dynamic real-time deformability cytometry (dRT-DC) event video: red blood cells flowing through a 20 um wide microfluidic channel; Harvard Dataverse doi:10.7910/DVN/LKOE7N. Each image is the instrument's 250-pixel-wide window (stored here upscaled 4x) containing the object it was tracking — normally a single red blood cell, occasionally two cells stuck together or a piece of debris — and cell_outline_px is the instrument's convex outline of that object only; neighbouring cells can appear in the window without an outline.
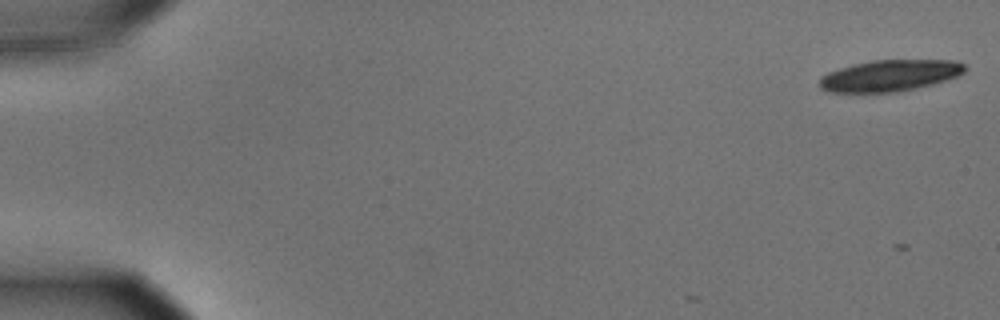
{"species": "common noctule bat (a hibernating species)", "species_latin": "Nyctalus noctula", "temperature_condition": "cold", "stored_images_in_passage": 8, "camera_frame_rate_fps": 3000, "um_per_image_px": 0.085, "animal": {"sex": "male", "body_mass_g": 15.6}, "frame": {"image": 1, "passage_image": 1, "time_ms": 0.0, "image_size_px": [1000, 320], "cell_outline_px": [[968, 68], [964, 72], [948, 80], [916, 88], [896, 92], [828, 92], [820, 88], [820, 76], [828, 72], [840, 68], [872, 60], [956, 60], [964, 64]], "centroid_in_image_um": [75.66, 6.42], "position_along_channel_um": 9.3, "area_um2": 26.59}}